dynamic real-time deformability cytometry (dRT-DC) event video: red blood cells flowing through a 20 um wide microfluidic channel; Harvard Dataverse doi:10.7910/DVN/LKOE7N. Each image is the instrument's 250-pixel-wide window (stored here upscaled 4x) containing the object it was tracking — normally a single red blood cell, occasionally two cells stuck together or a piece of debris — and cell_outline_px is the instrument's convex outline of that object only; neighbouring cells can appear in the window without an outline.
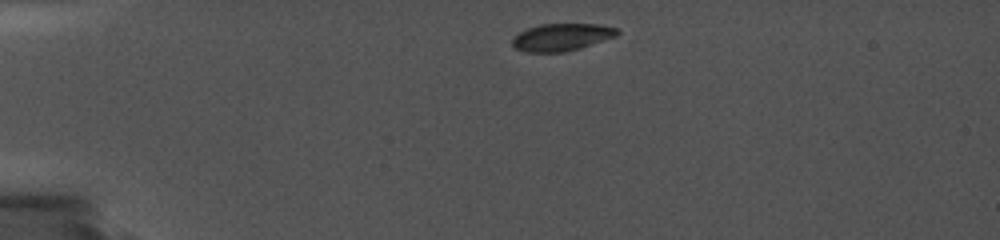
{"species": "common noctule bat (a hibernating species)", "species_latin": "Nyctalus noctula", "temperature_condition": "cold", "stored_images_in_passage": 24, "camera_frame_rate_fps": 5000, "um_per_image_px": 0.085, "animal": {"sex": "female", "body_mass_g": 19.0, "forearm_length_mm": 56.7}, "frame": {"image": 1, "passage_image": 1, "time_ms": 0.0, "image_size_px": [1000, 240], "cell_outline_px": [[620, 32], [616, 36], [580, 48], [564, 52], [524, 52], [516, 48], [512, 44], [512, 40], [520, 32], [528, 28], [540, 24], [596, 24], [616, 28]], "centroid_in_image_um": [47.73, 3.16], "position_along_channel_um": 37.3, "area_um2": 16.53}}
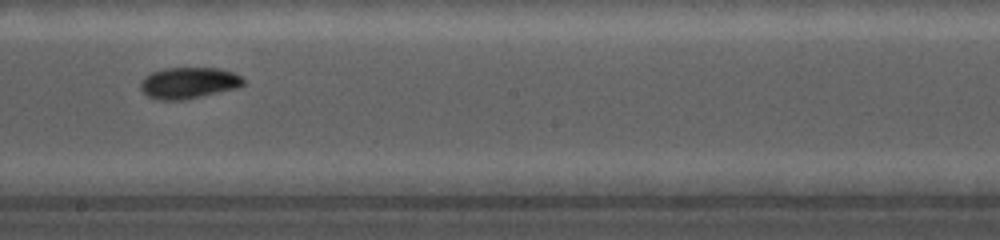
{"frame": {"image": 2, "passage_image": 14, "time_ms": 6.8, "image_size_px": [1000, 240], "cell_outline_px": [[244, 84], [236, 88], [184, 100], [156, 100], [148, 96], [140, 88], [140, 80], [144, 76], [152, 72], [164, 68], [216, 68], [232, 72], [240, 76], [244, 80]], "centroid_in_image_um": [15.99, 7.05], "position_along_channel_um": 232.2, "area_um2": 18.73}}
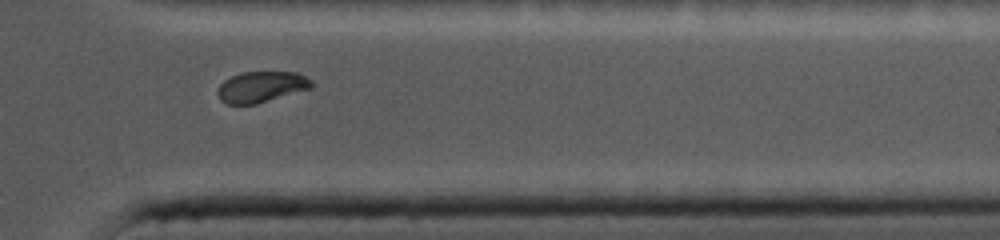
{"frame": {"image": 3, "passage_image": 21, "time_ms": 11.0, "image_size_px": [1000, 240], "cell_outline_px": [[312, 88], [256, 104], [228, 104], [220, 100], [216, 92], [220, 84], [224, 80], [240, 72], [296, 72], [312, 80]], "centroid_in_image_um": [22.19, 7.38], "position_along_channel_um": 389.2, "area_um2": 16.94}, "authors_computed_cell_mechanics": {"area_um2": 18.6405, "velocity_mm_per_s": 3.7057, "shape_relaxation_time_tau1_ms": null, "shape_relaxation_time_tau2_ms": 0.5619, "deformation_change_tau1": null, "deformation_change_tau2": 0.0276}}